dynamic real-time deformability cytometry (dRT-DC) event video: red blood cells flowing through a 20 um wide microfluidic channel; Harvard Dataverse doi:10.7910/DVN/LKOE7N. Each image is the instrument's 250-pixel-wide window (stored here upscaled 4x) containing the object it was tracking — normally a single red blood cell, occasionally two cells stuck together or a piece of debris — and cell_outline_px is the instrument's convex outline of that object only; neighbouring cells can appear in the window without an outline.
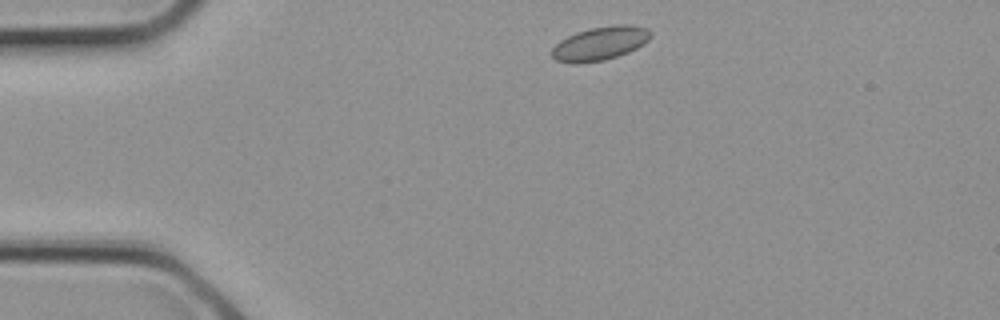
{"species": "common noctule bat (a hibernating species)", "species_latin": "Nyctalus noctula", "temperature_condition": "cold", "stored_images_in_passage": 2, "camera_frame_rate_fps": 3000, "um_per_image_px": 0.085, "animal": {"sex": "female", "body_mass_g": 21.9}, "frame": {"image": 1, "passage_image": 1, "time_ms": 0.0, "image_size_px": [1000, 320], "cell_outline_px": [[652, 36], [644, 44], [628, 52], [604, 60], [576, 64], [572, 64], [556, 60], [552, 56], [552, 48], [560, 40], [576, 32], [592, 28], [616, 24], [632, 24], [648, 28], [652, 32]], "centroid_in_image_um": [51.03, 3.68], "position_along_channel_um": 34.0, "area_um2": 19.48}}